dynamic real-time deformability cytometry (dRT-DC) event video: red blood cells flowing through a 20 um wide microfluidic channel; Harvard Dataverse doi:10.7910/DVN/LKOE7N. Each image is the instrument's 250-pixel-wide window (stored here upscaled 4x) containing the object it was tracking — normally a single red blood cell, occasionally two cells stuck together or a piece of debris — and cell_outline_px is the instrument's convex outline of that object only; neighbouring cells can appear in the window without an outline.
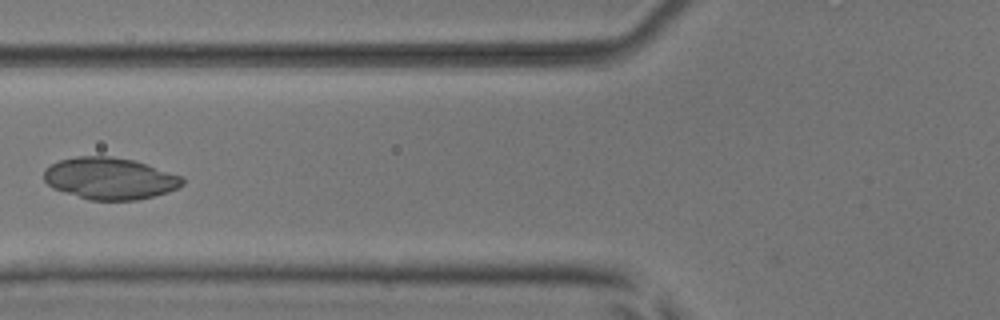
{"species": "common noctule bat (a hibernating species)", "species_latin": "Nyctalus noctula", "temperature_condition": "room temperature", "stored_images_in_passage": 5, "camera_frame_rate_fps": 3000, "um_per_image_px": 0.085, "animal": {"sex": "male", "body_mass_g": 17.9, "forearm_length_mm": 54.2}, "frame": {"image": 1, "passage_image": 5, "time_ms": 5.667, "image_size_px": [1000, 320], "cell_outline_px": [[184, 184], [168, 192], [136, 200], [88, 200], [52, 188], [44, 180], [44, 168], [60, 160], [76, 156], [112, 156], [132, 160], [184, 176]], "centroid_in_image_um": [9.32, 15.17], "position_along_channel_um": 116.5, "area_um2": 33.76}}